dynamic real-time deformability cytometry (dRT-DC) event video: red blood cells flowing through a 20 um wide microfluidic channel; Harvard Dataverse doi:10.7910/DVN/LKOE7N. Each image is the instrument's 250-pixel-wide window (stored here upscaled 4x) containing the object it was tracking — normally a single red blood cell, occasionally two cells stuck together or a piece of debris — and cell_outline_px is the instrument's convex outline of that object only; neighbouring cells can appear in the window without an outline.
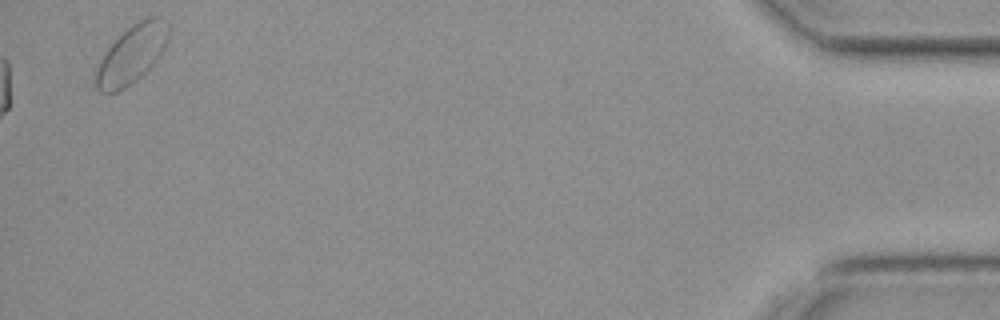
{"species": "common noctule bat (a hibernating species)", "species_latin": "Nyctalus noctula", "temperature_condition": "cold", "stored_images_in_passage": 51, "camera_frame_rate_fps": 3000, "um_per_image_px": 0.085, "animal": {"sex": "female", "body_mass_g": 19.3, "forearm_length_mm": 54.1}, "frame": {"image": 1, "passage_image": 51, "time_ms": 16.667, "image_size_px": [1000, 320], "cell_outline_px": [[168, 40], [156, 60], [140, 76], [124, 88], [116, 92], [100, 92], [96, 88], [92, 76], [92, 72], [104, 52], [132, 24], [148, 16], [160, 16], [168, 24]], "centroid_in_image_um": [11.13, 4.63], "position_along_channel_um": 424.1, "area_um2": 24.57}}